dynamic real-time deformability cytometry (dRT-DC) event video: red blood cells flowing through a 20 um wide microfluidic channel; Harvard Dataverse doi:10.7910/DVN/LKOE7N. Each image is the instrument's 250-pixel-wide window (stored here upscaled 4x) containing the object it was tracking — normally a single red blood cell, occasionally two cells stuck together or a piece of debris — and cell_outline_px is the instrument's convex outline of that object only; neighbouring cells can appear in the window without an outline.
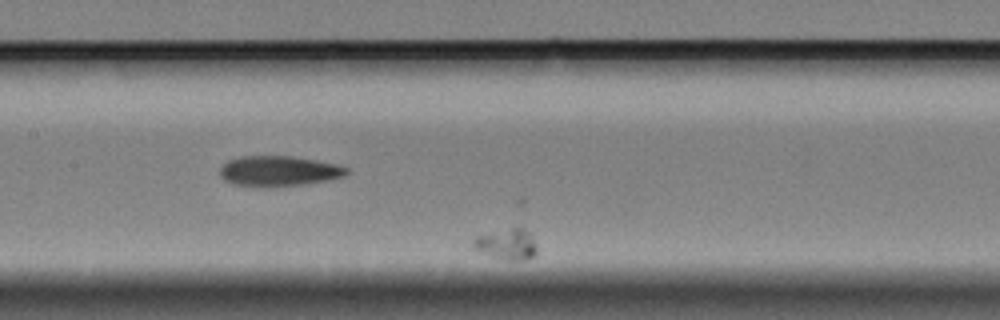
{"species": "Egyptian fruit bat (a non-hibernating species)", "species_latin": "Rousettus aegyptiacus", "temperature_condition": "cold", "stored_images_in_passage": 48, "segment_of_instrument_passage": [2, 3], "camera_frame_rate_fps": 3000, "um_per_image_px": 0.085, "animal": {"sex": "female"}, "frame": {"image": 1, "passage_image": 17, "time_ms": 5.333, "image_size_px": [1000, 320], "cell_outline_px": [[536, 256], [524, 260], [508, 260], [472, 248], [472, 240], [476, 236], [512, 228], [524, 228], [532, 236], [536, 244]], "centroid_in_image_um": [43.11, 20.76], "position_along_channel_um": 164.3, "area_um2": 11.16}}
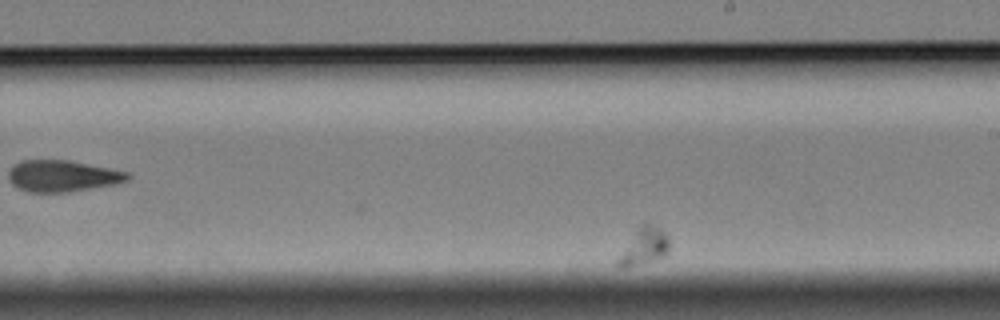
{"frame": {"image": 2, "passage_image": 26, "time_ms": 8.333, "image_size_px": [1000, 320], "cell_outline_px": [[668, 252], [664, 256], [652, 260], [624, 268], [620, 268], [616, 264], [616, 260], [640, 224], [648, 224], [660, 228], [668, 236]], "centroid_in_image_um": [54.73, 20.95], "position_along_channel_um": 234.3, "area_um2": 10.64}}
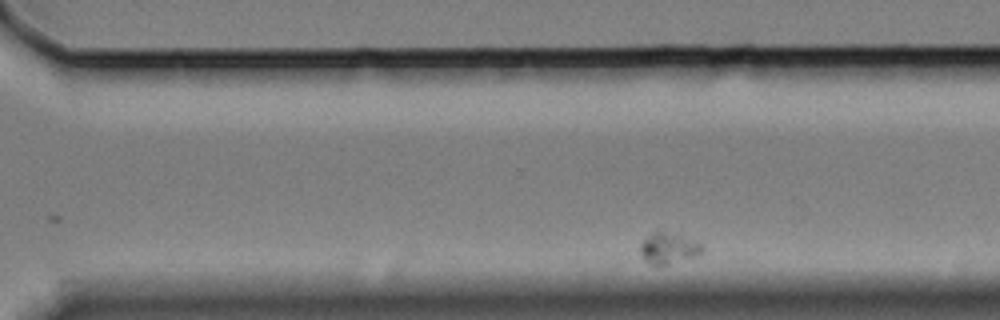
{"frame": {"image": 3, "passage_image": 36, "time_ms": 11.667, "image_size_px": [1000, 320], "cell_outline_px": [[704, 248], [700, 256], [668, 264], [652, 264], [644, 260], [640, 252], [640, 244], [656, 228], [696, 240]], "centroid_in_image_um": [56.85, 21.07], "position_along_channel_um": 313.8, "area_um2": 11.44}}